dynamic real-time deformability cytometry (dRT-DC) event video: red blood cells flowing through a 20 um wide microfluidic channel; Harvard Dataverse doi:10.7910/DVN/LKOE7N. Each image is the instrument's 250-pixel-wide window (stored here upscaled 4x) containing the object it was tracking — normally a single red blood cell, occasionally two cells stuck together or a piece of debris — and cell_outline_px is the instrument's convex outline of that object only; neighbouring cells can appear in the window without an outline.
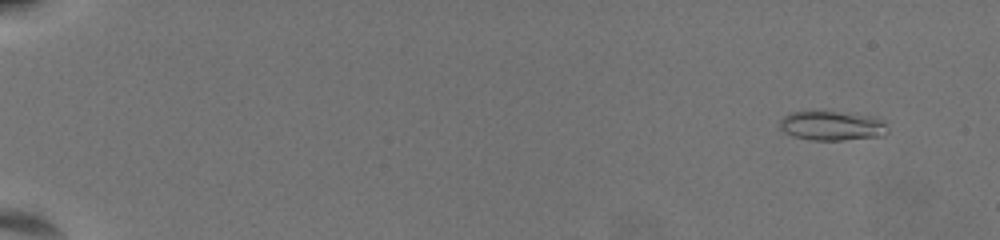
{"species": "common noctule bat (a hibernating species)", "species_latin": "Nyctalus noctula", "temperature_condition": "warm", "stored_images_in_passage": 63, "camera_frame_rate_fps": 3000, "um_per_image_px": 0.085, "animal": {"sex": "female", "body_mass_g": 19.5, "forearm_length_mm": 54.1}, "frame": {"image": 1, "passage_image": 6, "time_ms": 1.667, "image_size_px": [1000, 240], "cell_outline_px": [[888, 132], [884, 136], [844, 140], [812, 140], [792, 136], [784, 132], [780, 128], [780, 120], [788, 112], [836, 112], [876, 116], [884, 120], [888, 128]], "centroid_in_image_um": [70.76, 10.7], "position_along_channel_um": 14.2, "area_um2": 18.67}}
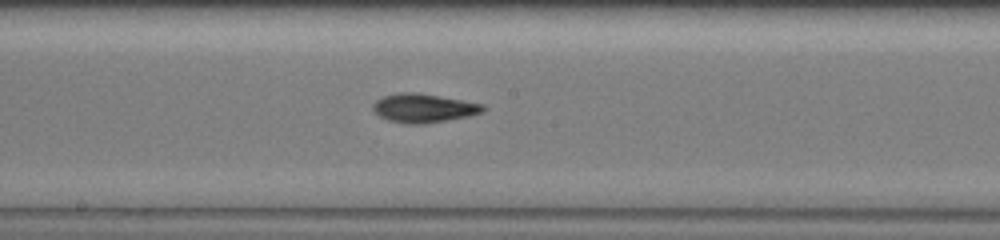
{"frame": {"image": 2, "passage_image": 38, "time_ms": 12.333, "image_size_px": [1000, 240], "cell_outline_px": [[484, 112], [468, 116], [424, 124], [408, 124], [388, 120], [380, 116], [372, 108], [372, 104], [376, 100], [384, 96], [400, 92], [416, 92], [484, 104]], "centroid_in_image_um": [35.99, 9.19], "position_along_channel_um": 212.2, "area_um2": 18.32}}
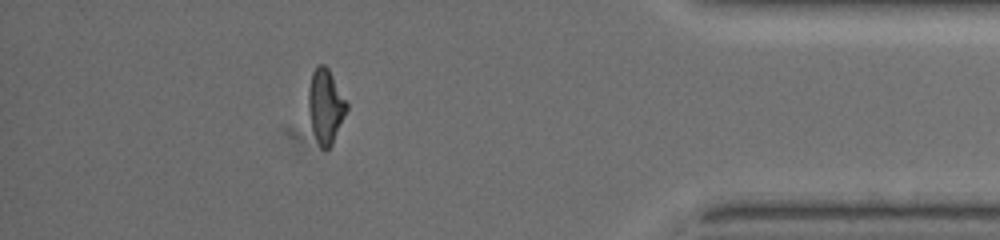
{"frame": {"image": 3, "passage_image": 57, "time_ms": 18.667, "image_size_px": [1000, 240], "cell_outline_px": [[348, 108], [332, 144], [328, 148], [320, 148], [312, 132], [308, 108], [308, 88], [312, 72], [316, 64], [324, 64], [328, 68], [348, 104]], "centroid_in_image_um": [27.65, 9.01], "position_along_channel_um": 407.6, "area_um2": 16.59}, "authors_computed_cell_mechanics": {"area_um2": 17.2822, "velocity_mm_per_s": 3.587, "shape_relaxation_time_tau1_ms": 4.9093, "shape_relaxation_time_tau2_ms": 2.0102, "deformation_change_tau1": 0.187, "deformation_change_tau2": 0.0813}}